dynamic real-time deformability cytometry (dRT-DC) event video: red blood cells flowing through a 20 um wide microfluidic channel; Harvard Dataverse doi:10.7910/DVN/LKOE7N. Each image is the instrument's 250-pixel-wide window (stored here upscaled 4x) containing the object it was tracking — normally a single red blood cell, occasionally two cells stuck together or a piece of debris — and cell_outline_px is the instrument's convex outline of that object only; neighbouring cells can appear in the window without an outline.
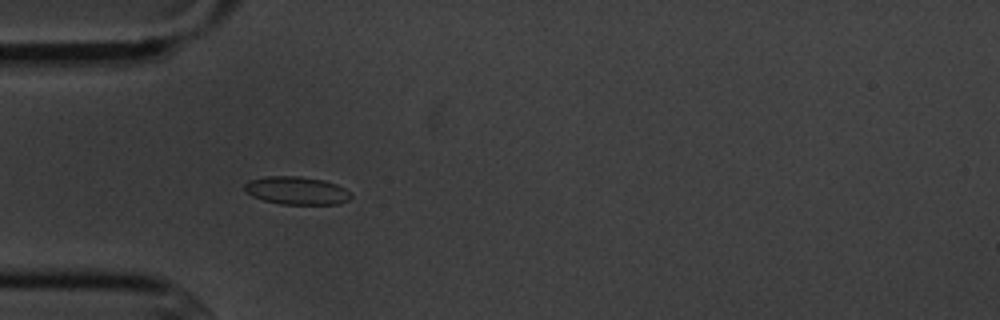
{"species": "common noctule bat (a hibernating species)", "species_latin": "Nyctalus noctula", "temperature_condition": "cold", "stored_images_in_passage": 4, "camera_frame_rate_fps": 3000, "um_per_image_px": 0.085, "animal": {"sex": "male", "body_mass_g": 20.1, "forearm_length_mm": 53.5}, "frame": {"image": 1, "passage_image": 3, "time_ms": 3.333, "image_size_px": [1000, 320], "cell_outline_px": [[352, 196], [348, 200], [336, 204], [280, 204], [264, 200], [252, 196], [244, 192], [244, 184], [248, 180], [268, 176], [300, 176], [324, 180], [336, 184], [344, 188]], "centroid_in_image_um": [25.17, 16.19], "position_along_channel_um": 59.8, "area_um2": 17.34}}
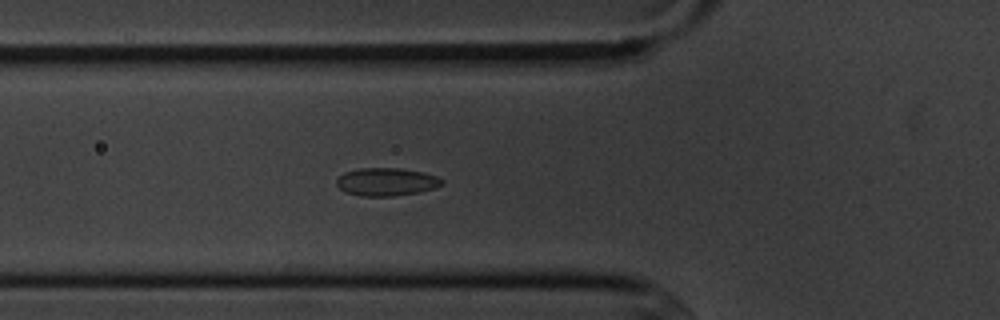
{"frame": {"image": 2, "passage_image": 4, "time_ms": 4.333, "image_size_px": [1000, 320], "cell_outline_px": [[444, 184], [436, 188], [420, 192], [392, 196], [360, 196], [344, 192], [336, 184], [336, 180], [344, 172], [356, 168], [400, 168], [424, 172], [436, 176], [444, 180]], "centroid_in_image_um": [32.86, 15.45], "position_along_channel_um": 92.9, "area_um2": 17.4}}